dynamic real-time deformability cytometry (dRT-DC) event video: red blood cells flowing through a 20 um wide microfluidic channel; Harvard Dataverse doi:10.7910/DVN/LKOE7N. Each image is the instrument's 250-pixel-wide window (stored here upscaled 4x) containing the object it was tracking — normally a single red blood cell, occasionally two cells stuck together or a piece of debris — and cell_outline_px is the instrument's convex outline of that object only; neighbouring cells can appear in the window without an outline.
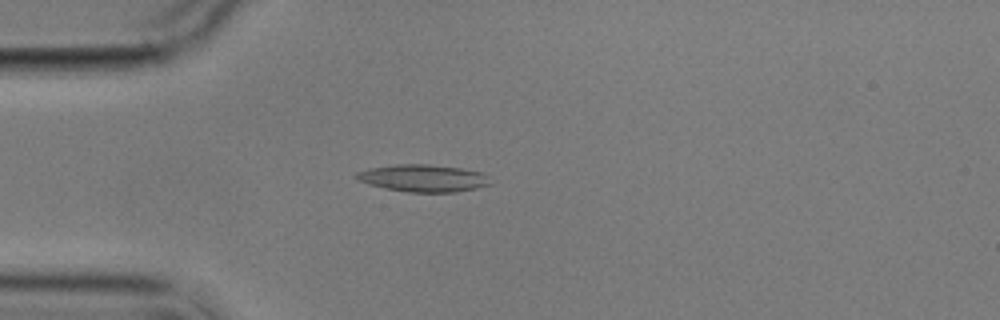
{"species": "common noctule bat (a hibernating species)", "species_latin": "Nyctalus noctula", "temperature_condition": "cold", "stored_images_in_passage": 5, "camera_frame_rate_fps": 3000, "um_per_image_px": 0.085, "animal": {"sex": "male", "body_mass_g": 17.9}, "frame": {"image": 1, "passage_image": 3, "time_ms": 3.333, "image_size_px": [1000, 320], "cell_outline_px": [[492, 184], [476, 188], [456, 192], [408, 192], [384, 188], [368, 184], [352, 176], [356, 172], [368, 168], [396, 164], [428, 164], [460, 168], [480, 172]], "centroid_in_image_um": [35.9, 15.14], "position_along_channel_um": 49.1, "area_um2": 21.15}}
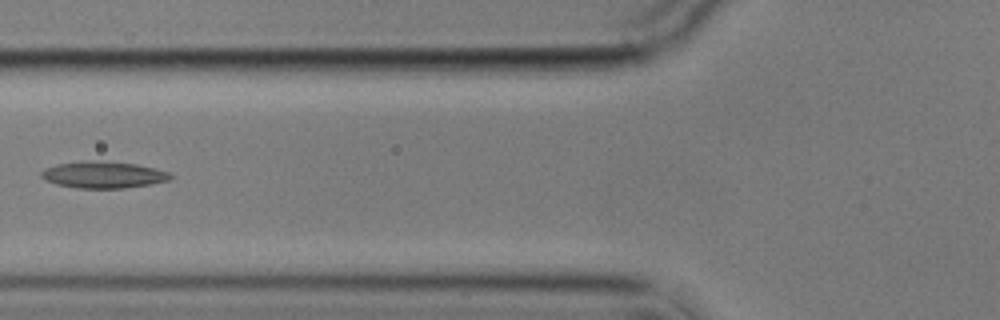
{"frame": {"image": 2, "passage_image": 5, "time_ms": 5.667, "image_size_px": [1000, 320], "cell_outline_px": [[172, 180], [124, 188], [80, 188], [56, 184], [44, 180], [40, 176], [40, 172], [56, 164], [136, 164], [156, 168], [168, 172], [172, 176]], "centroid_in_image_um": [8.83, 14.92], "position_along_channel_um": 117.0, "area_um2": 18.79}}